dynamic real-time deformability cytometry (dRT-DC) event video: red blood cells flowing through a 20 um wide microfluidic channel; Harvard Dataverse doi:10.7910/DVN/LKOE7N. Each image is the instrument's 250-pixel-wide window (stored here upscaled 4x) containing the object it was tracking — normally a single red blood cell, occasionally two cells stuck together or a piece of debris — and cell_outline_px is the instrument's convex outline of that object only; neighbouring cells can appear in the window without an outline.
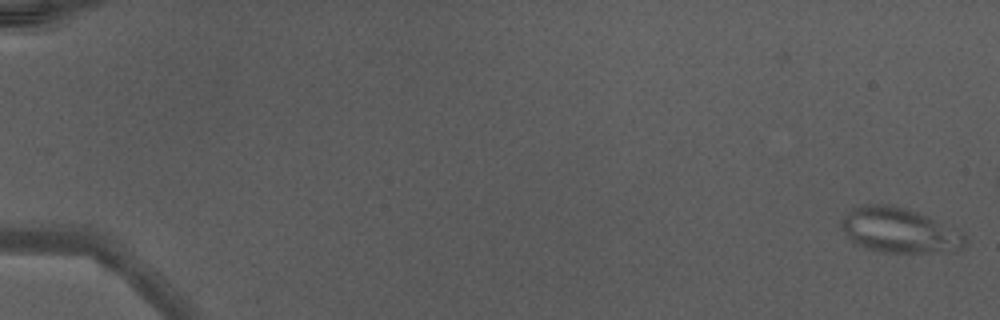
{"species": "Egyptian fruit bat (a non-hibernating species)", "species_latin": "Rousettus aegyptiacus", "temperature_condition": "warm", "stored_images_in_passage": 5, "camera_frame_rate_fps": 3000, "um_per_image_px": 0.085, "animal": {"sex": "male"}, "frame": {"image": 1, "passage_image": 1, "time_ms": 0.0, "image_size_px": [1000, 320], "cell_outline_px": [[968, 240], [964, 248], [960, 252], [880, 252], [864, 248], [852, 244], [848, 240], [840, 228], [840, 220], [852, 208], [864, 204], [884, 204], [904, 208], [916, 212], [960, 228], [964, 232]], "centroid_in_image_um": [76.48, 19.6], "position_along_channel_um": 8.5, "area_um2": 33.41}}